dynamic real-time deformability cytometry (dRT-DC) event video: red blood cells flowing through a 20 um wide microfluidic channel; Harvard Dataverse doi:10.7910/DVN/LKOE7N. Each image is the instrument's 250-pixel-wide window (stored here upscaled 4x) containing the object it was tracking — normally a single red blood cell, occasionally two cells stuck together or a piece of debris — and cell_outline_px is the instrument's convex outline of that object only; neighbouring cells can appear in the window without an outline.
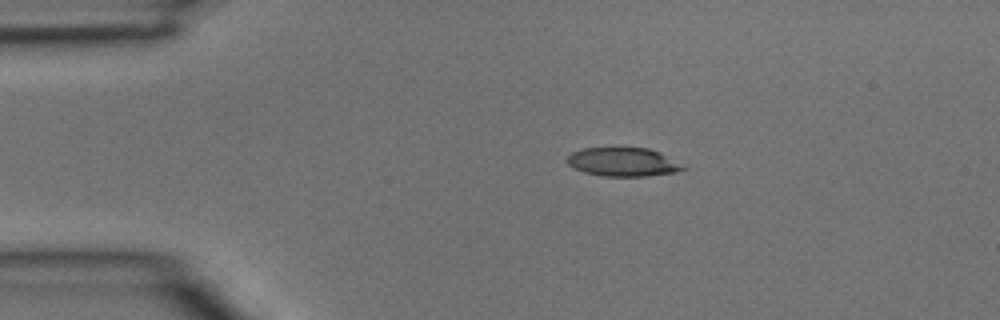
{"species": "common noctule bat (a hibernating species)", "species_latin": "Nyctalus noctula", "temperature_condition": "room temperature", "stored_images_in_passage": 3, "camera_frame_rate_fps": 3000, "um_per_image_px": 0.085, "animal": {"sex": "male", "body_mass_g": 15.6}, "frame": {"image": 1, "passage_image": 2, "time_ms": 0.333, "image_size_px": [1000, 320], "cell_outline_px": [[688, 168], [676, 172], [644, 176], [604, 176], [584, 172], [572, 168], [568, 164], [568, 156], [572, 152], [584, 148], [648, 148], [660, 152]], "centroid_in_image_um": [52.95, 13.77], "position_along_channel_um": 32.0, "area_um2": 19.25}}